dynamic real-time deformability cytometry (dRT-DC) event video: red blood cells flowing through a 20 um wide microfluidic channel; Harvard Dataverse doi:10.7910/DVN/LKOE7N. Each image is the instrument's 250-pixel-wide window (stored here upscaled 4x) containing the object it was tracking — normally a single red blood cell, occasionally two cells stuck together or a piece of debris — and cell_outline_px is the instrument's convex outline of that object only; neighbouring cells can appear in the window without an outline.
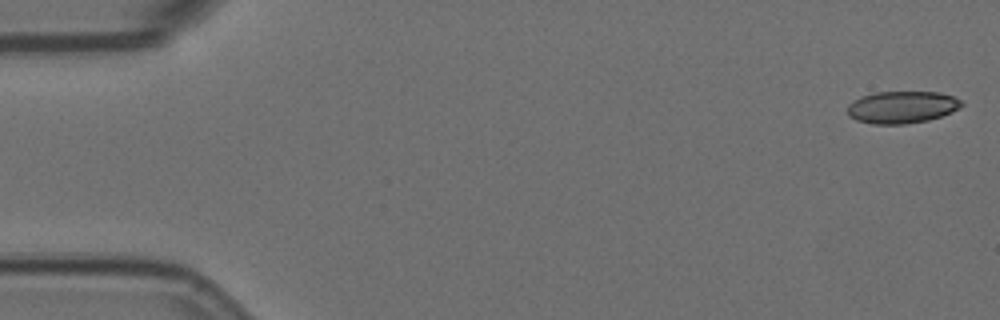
{"species": "Egyptian fruit bat (a non-hibernating species)", "species_latin": "Rousettus aegyptiacus", "temperature_condition": "room temperature", "stored_images_in_passage": 5, "camera_frame_rate_fps": 3000, "um_per_image_px": 0.085, "animal": {"sex": "female"}, "frame": {"image": 1, "passage_image": 1, "time_ms": 0.0, "image_size_px": [1000, 320], "cell_outline_px": [[964, 104], [960, 108], [952, 112], [928, 120], [904, 124], [872, 124], [856, 120], [848, 116], [848, 104], [860, 96], [876, 92], [940, 92], [952, 96], [960, 100]], "centroid_in_image_um": [76.65, 9.11], "position_along_channel_um": 8.3, "area_um2": 21.44}}
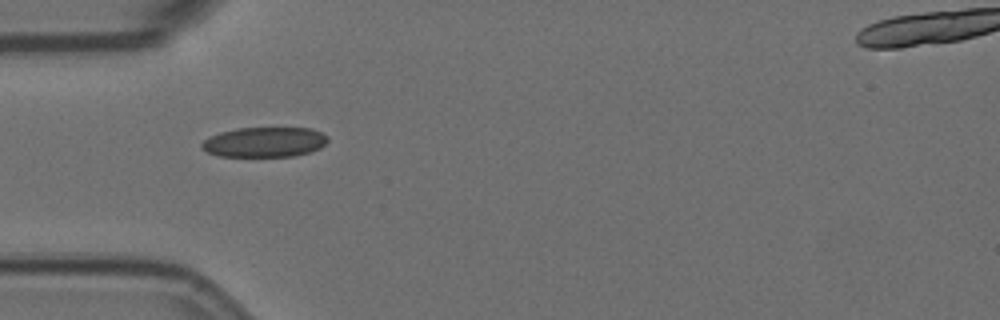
{"frame": {"image": 2, "passage_image": 5, "time_ms": 1.333, "image_size_px": [1000, 320], "cell_outline_px": [[328, 140], [320, 148], [308, 152], [292, 156], [216, 156], [200, 148], [200, 144], [204, 140], [220, 132], [240, 128], [312, 128], [328, 136]], "centroid_in_image_um": [22.47, 12.08], "position_along_channel_um": 62.5, "area_um2": 21.91}}